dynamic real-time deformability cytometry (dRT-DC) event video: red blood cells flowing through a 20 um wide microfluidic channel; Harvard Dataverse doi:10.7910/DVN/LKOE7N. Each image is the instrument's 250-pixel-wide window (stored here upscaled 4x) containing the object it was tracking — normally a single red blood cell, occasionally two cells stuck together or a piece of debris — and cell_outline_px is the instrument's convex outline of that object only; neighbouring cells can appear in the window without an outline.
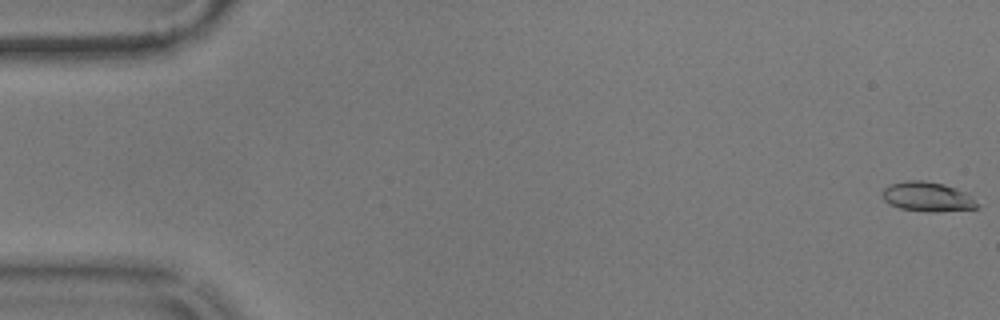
{"species": "common noctule bat (a hibernating species)", "species_latin": "Nyctalus noctula", "temperature_condition": "warm", "stored_images_in_passage": 35, "camera_frame_rate_fps": 3000, "um_per_image_px": 0.085, "animal": {"sex": "male", "body_mass_g": 17.9}, "frame": {"image": 1, "passage_image": 1, "time_ms": 0.0, "image_size_px": [1000, 320], "cell_outline_px": [[976, 208], [936, 212], [924, 212], [900, 208], [888, 204], [880, 196], [884, 188], [892, 184], [908, 180], [924, 180], [944, 184], [956, 188], [972, 196], [976, 204]], "centroid_in_image_um": [78.78, 16.72], "position_along_channel_um": 6.2, "area_um2": 16.36}}
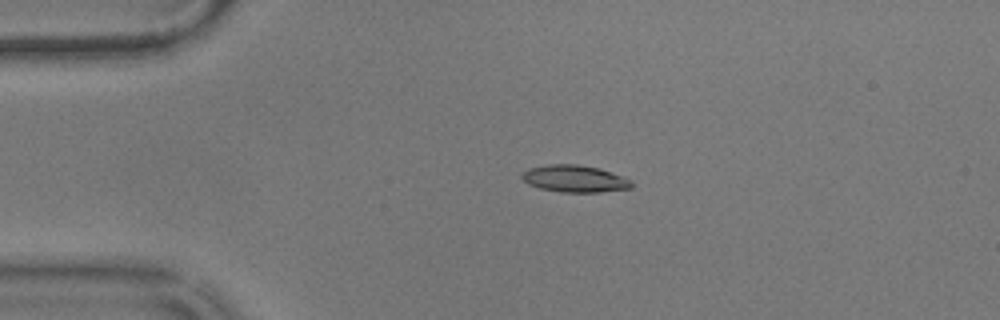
{"frame": {"image": 2, "passage_image": 13, "time_ms": 4.0, "image_size_px": [1000, 320], "cell_outline_px": [[632, 188], [600, 192], [560, 192], [540, 188], [528, 184], [520, 176], [528, 168], [548, 164], [576, 164], [600, 168], [632, 180]], "centroid_in_image_um": [48.85, 15.19], "position_along_channel_um": 36.2, "area_um2": 17.28}}
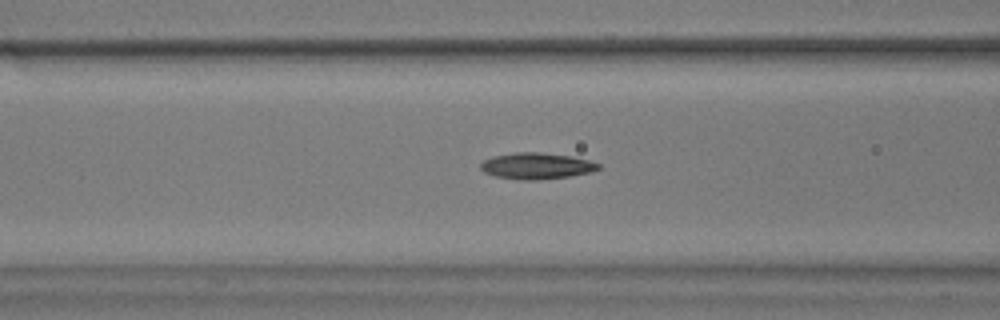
{"frame": {"image": 3, "passage_image": 23, "time_ms": 7.333, "image_size_px": [1000, 320], "cell_outline_px": [[600, 168], [588, 172], [568, 176], [536, 180], [524, 180], [496, 176], [484, 172], [480, 168], [480, 164], [484, 160], [492, 156], [512, 152], [540, 152], [572, 156], [588, 160], [600, 164]], "centroid_in_image_um": [45.57, 14.09], "position_along_channel_um": 121.0, "area_um2": 17.92}}